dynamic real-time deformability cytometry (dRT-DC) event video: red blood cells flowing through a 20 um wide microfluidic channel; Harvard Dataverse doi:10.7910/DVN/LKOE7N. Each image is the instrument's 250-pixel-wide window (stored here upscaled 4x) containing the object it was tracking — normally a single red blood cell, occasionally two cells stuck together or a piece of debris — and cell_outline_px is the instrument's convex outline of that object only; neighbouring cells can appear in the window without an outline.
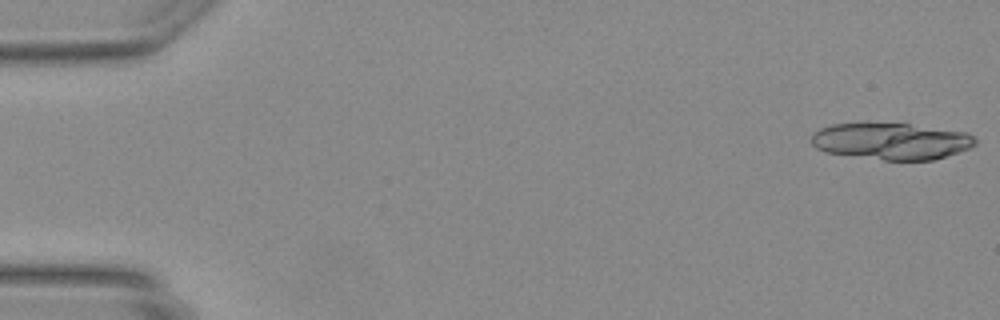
{"species": "Egyptian fruit bat (a non-hibernating species)", "species_latin": "Rousettus aegyptiacus", "temperature_condition": "warm", "stored_images_in_passage": 13, "camera_frame_rate_fps": 3000, "um_per_image_px": 0.085, "animal": {"sex": "female"}, "frame": {"image": 1, "passage_image": 1, "time_ms": 0.0, "image_size_px": [1000, 320], "cell_outline_px": [[976, 144], [972, 148], [932, 160], [884, 160], [824, 152], [816, 148], [812, 144], [812, 132], [820, 128], [832, 124], [908, 124], [968, 132], [976, 140]], "centroid_in_image_um": [75.77, 12.01], "position_along_channel_um": 9.2, "area_um2": 34.85}}